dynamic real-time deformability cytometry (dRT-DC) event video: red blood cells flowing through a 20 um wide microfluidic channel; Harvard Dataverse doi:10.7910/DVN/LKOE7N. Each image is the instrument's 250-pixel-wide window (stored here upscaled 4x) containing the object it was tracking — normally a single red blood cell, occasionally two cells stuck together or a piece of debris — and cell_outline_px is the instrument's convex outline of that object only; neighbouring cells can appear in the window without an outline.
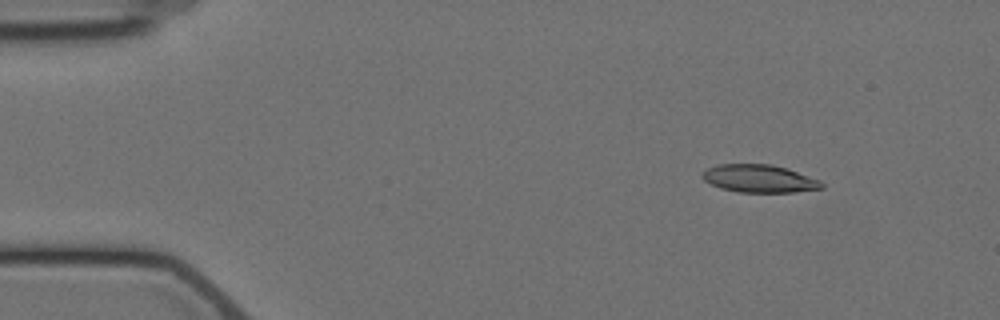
{"species": "Egyptian fruit bat (a non-hibernating species)", "species_latin": "Rousettus aegyptiacus", "temperature_condition": "cold", "stored_images_in_passage": 4, "camera_frame_rate_fps": 3000, "um_per_image_px": 0.085, "animal": {"sex": "female"}, "frame": {"image": 1, "passage_image": 1, "time_ms": 0.0, "image_size_px": [1000, 320], "cell_outline_px": [[824, 188], [792, 192], [736, 192], [720, 188], [704, 180], [700, 176], [708, 168], [720, 164], [772, 164], [788, 168], [820, 180], [824, 184]], "centroid_in_image_um": [64.56, 15.18], "position_along_channel_um": 20.4, "area_um2": 19.36}}
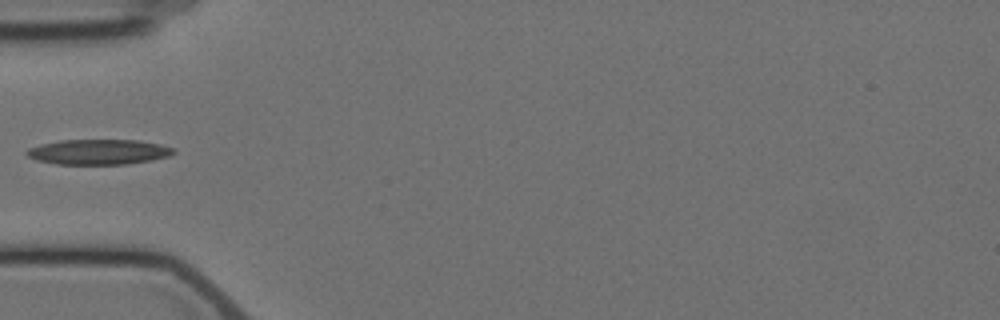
{"frame": {"image": 2, "passage_image": 4, "time_ms": 4.0, "image_size_px": [1000, 320], "cell_outline_px": [[176, 152], [168, 156], [152, 160], [128, 164], [56, 164], [36, 160], [28, 156], [24, 152], [28, 148], [60, 140], [140, 140], [160, 144], [176, 148]], "centroid_in_image_um": [8.41, 12.91], "position_along_channel_um": 76.6, "area_um2": 21.62}}